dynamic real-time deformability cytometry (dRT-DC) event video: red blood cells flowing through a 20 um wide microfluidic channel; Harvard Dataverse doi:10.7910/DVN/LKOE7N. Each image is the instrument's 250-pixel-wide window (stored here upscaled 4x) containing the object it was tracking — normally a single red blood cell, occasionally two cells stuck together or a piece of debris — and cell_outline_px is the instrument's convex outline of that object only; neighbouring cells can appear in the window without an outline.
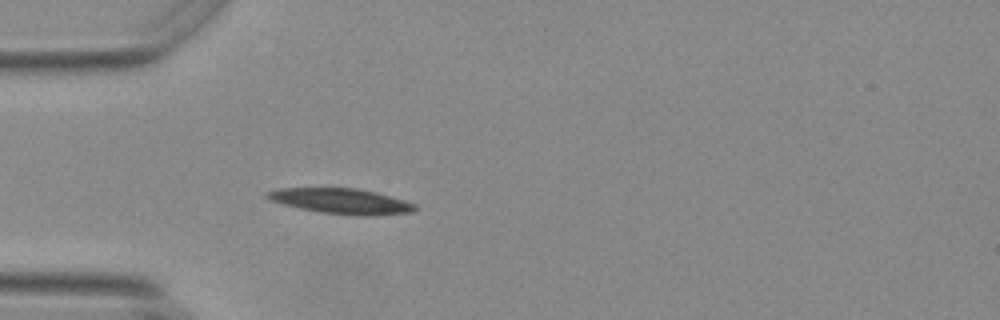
{"species": "Egyptian fruit bat (a non-hibernating species)", "species_latin": "Rousettus aegyptiacus", "temperature_condition": "warm", "stored_images_in_passage": 32, "camera_frame_rate_fps": 3000, "um_per_image_px": 0.085, "animal": {"sex": "female"}, "frame": {"image": 1, "passage_image": 1, "time_ms": 0.0, "image_size_px": [1000, 320], "cell_outline_px": [[416, 208], [412, 212], [360, 216], [320, 212], [300, 208], [284, 204], [272, 200], [264, 196], [268, 192], [280, 188], [356, 188], [376, 192], [404, 200], [416, 204]], "centroid_in_image_um": [29.02, 17.09], "position_along_channel_um": 56.0, "area_um2": 21.5}}
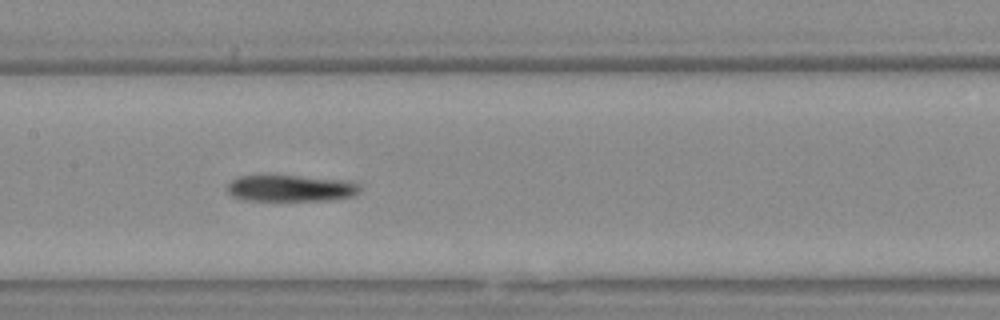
{"frame": {"image": 2, "passage_image": 12, "time_ms": 3.667, "image_size_px": [1000, 320], "cell_outline_px": [[360, 188], [352, 196], [324, 200], [244, 200], [232, 196], [228, 192], [228, 184], [232, 180], [240, 176], [264, 172], [268, 172], [344, 180], [360, 184]], "centroid_in_image_um": [24.61, 15.94], "position_along_channel_um": 182.8, "area_um2": 21.15}}
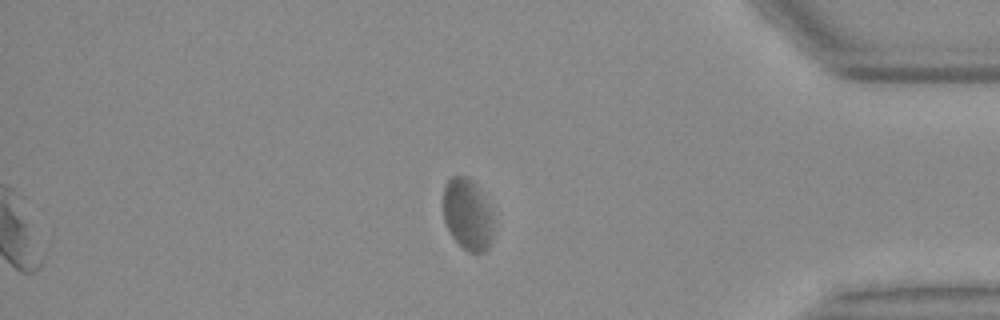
{"frame": {"image": 3, "passage_image": 32, "time_ms": 10.333, "image_size_px": [1000, 320], "cell_outline_px": [[496, 228], [492, 244], [484, 252], [468, 252], [452, 236], [444, 220], [444, 184], [452, 176], [468, 176], [472, 180], [488, 208], [492, 216]], "centroid_in_image_um": [39.76, 18.27], "position_along_channel_um": 395.4, "area_um2": 20.81}, "authors_computed_cell_mechanics": {"area_um2": 21.9062, "velocity_mm_per_s": 3.6356, "shape_relaxation_time_tau1_ms": null, "shape_relaxation_time_tau2_ms": 6.6564, "deformation_change_tau1": null, "deformation_change_tau2": 0.1116}}